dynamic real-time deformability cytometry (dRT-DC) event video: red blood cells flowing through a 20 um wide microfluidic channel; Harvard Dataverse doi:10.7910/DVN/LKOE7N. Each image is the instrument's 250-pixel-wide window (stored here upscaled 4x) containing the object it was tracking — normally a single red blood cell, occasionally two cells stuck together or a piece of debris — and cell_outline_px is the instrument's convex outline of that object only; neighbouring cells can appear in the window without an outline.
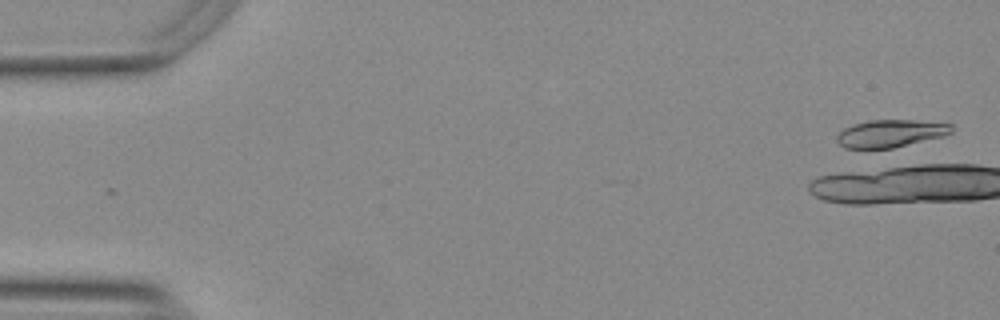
{"species": "Egyptian fruit bat (a non-hibernating species)", "species_latin": "Rousettus aegyptiacus", "temperature_condition": "warm", "stored_images_in_passage": 16, "camera_frame_rate_fps": 3000, "um_per_image_px": 0.085, "animal": {"sex": "female"}, "frame": {"image": 1, "passage_image": 1, "time_ms": 0.0, "image_size_px": [1000, 320], "cell_outline_px": [[952, 132], [944, 136], [892, 148], [844, 148], [836, 140], [836, 136], [844, 128], [852, 124], [868, 120], [912, 120], [952, 124]], "centroid_in_image_um": [75.67, 11.34], "position_along_channel_um": 9.3, "area_um2": 18.32}}